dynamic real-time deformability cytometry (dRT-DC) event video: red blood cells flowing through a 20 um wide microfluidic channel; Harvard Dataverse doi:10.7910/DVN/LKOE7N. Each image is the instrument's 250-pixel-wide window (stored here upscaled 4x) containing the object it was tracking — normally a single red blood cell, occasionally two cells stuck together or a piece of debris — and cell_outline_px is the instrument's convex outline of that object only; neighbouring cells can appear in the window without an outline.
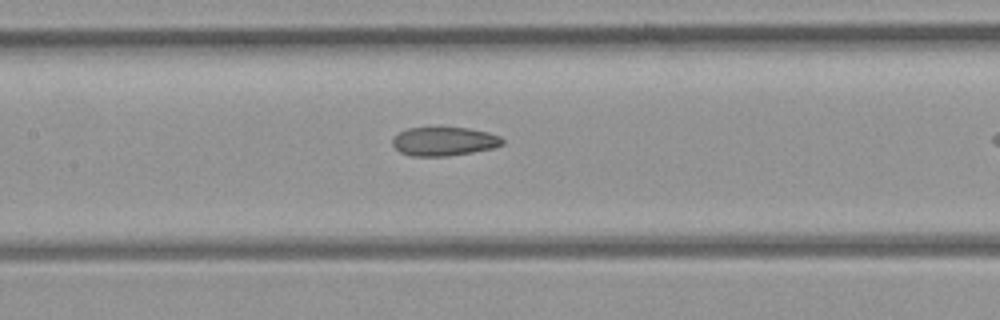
{"species": "common noctule bat (a hibernating species)", "species_latin": "Nyctalus noctula", "temperature_condition": "room temperature", "stored_images_in_passage": 5, "camera_frame_rate_fps": 3000, "um_per_image_px": 0.085, "animal": {"sex": "female", "body_mass_g": 21.9}, "frame": {"image": 1, "passage_image": 4, "time_ms": 3.667, "image_size_px": [1000, 320], "cell_outline_px": [[504, 144], [492, 148], [472, 152], [448, 156], [412, 156], [400, 152], [392, 144], [392, 140], [400, 132], [408, 128], [468, 128], [488, 132], [500, 136], [504, 140]], "centroid_in_image_um": [37.77, 12.02], "position_along_channel_um": 169.6, "area_um2": 18.26}}